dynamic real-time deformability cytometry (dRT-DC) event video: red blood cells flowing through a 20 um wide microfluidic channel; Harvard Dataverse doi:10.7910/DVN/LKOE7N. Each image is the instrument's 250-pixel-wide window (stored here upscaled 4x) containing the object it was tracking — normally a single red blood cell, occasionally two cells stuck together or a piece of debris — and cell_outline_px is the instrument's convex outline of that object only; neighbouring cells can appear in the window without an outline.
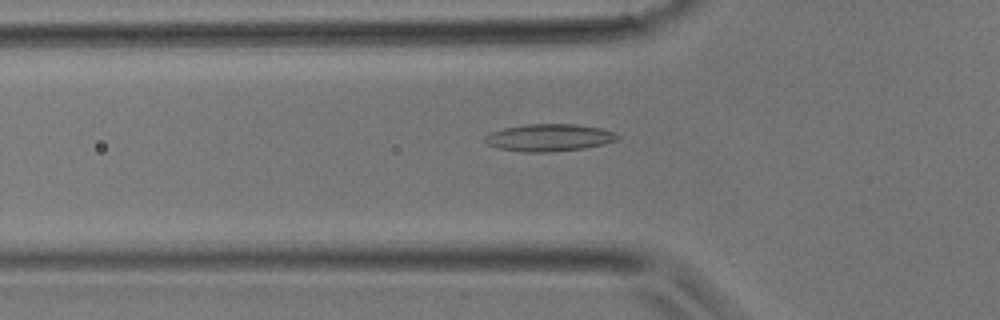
{"species": "common noctule bat (a hibernating species)", "species_latin": "Nyctalus noctula", "temperature_condition": "room temperature", "stored_images_in_passage": 39, "camera_frame_rate_fps": 3000, "um_per_image_px": 0.085, "animal": {"sex": "male", "body_mass_g": 17.9}, "frame": {"image": 1, "passage_image": 13, "time_ms": 4.0, "image_size_px": [1000, 320], "cell_outline_px": [[620, 136], [616, 140], [604, 144], [584, 148], [552, 152], [524, 152], [496, 148], [488, 144], [484, 140], [484, 136], [492, 132], [504, 128], [528, 124], [576, 124], [600, 128], [616, 132]], "centroid_in_image_um": [46.68, 11.7], "position_along_channel_um": 79.1, "area_um2": 21.1}}
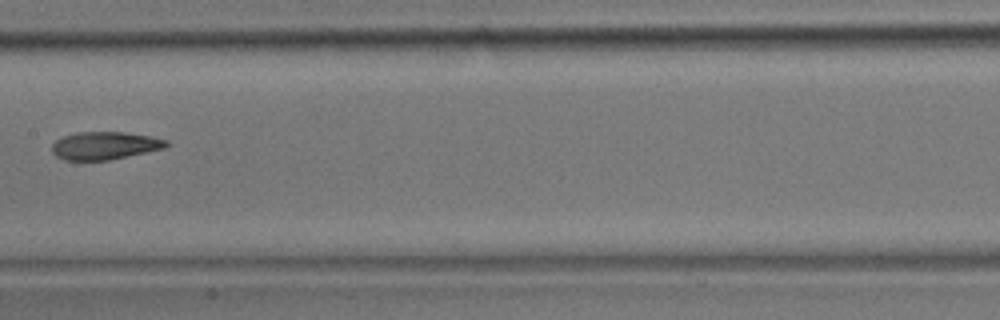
{"frame": {"image": 2, "passage_image": 20, "time_ms": 6.333, "image_size_px": [1000, 320], "cell_outline_px": [[172, 144], [168, 148], [108, 160], [64, 160], [56, 156], [52, 152], [52, 144], [56, 140], [64, 136], [80, 132], [124, 132], [148, 136], [168, 140]], "centroid_in_image_um": [8.96, 12.38], "position_along_channel_um": 198.4, "area_um2": 18.61}}
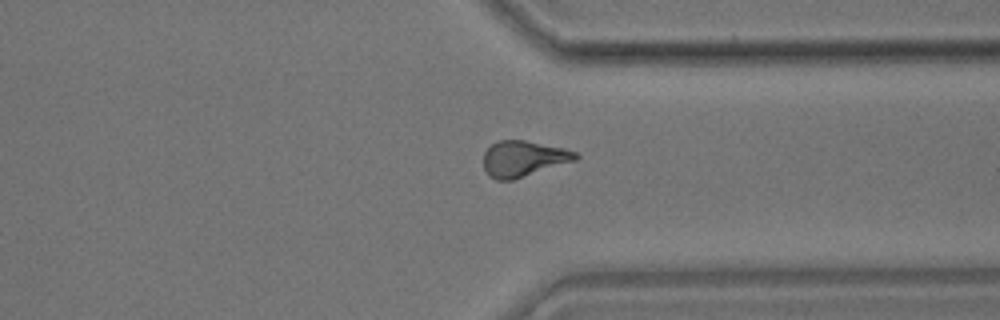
{"frame": {"image": 3, "passage_image": 30, "time_ms": 9.667, "image_size_px": [1000, 320], "cell_outline_px": [[580, 156], [576, 160], [512, 180], [496, 180], [488, 176], [484, 168], [484, 152], [496, 140], [524, 140], [564, 148], [576, 152]], "centroid_in_image_um": [44.47, 13.48], "position_along_channel_um": 366.9, "area_um2": 19.19}}